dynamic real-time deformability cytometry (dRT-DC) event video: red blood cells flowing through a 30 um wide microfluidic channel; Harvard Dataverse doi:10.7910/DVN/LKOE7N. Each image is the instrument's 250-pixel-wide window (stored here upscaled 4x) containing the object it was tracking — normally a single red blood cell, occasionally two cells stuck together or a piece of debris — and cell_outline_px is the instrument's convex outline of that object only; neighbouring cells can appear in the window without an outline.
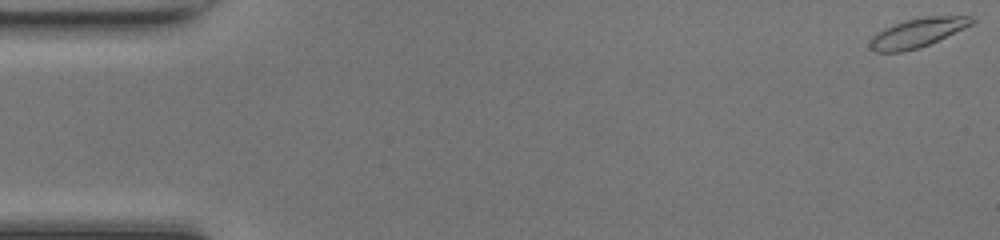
{"species": "common noctule bat (a hibernating species)", "species_latin": "Nyctalus noctula", "temperature_condition": "room temperature", "stored_images_in_passage": 51, "camera_frame_rate_fps": 3000, "um_per_image_px": 0.085, "animal": {"sex": "female", "body_mass_g": 17.0, "forearm_length_mm": 48.0}, "frame": {"image": 1, "passage_image": 1, "time_ms": 0.0, "image_size_px": [1000, 240], "cell_outline_px": [[976, 20], [972, 24], [964, 28], [920, 48], [900, 52], [876, 52], [868, 44], [876, 32], [884, 28], [908, 20], [924, 16], [972, 16]], "centroid_in_image_um": [77.99, 2.79], "position_along_channel_um": 7.0, "area_um2": 16.99}}
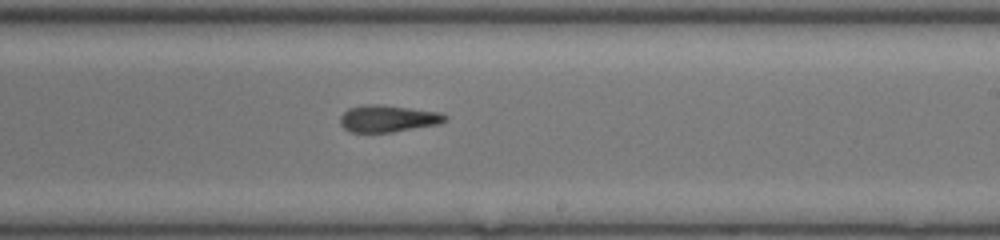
{"frame": {"image": 2, "passage_image": 31, "time_ms": 10.0, "image_size_px": [1000, 240], "cell_outline_px": [[448, 120], [440, 124], [392, 132], [352, 132], [344, 128], [340, 124], [340, 116], [348, 108], [364, 104], [380, 104], [440, 112], [448, 116]], "centroid_in_image_um": [32.99, 10.07], "position_along_channel_um": 256.0, "area_um2": 16.59}}
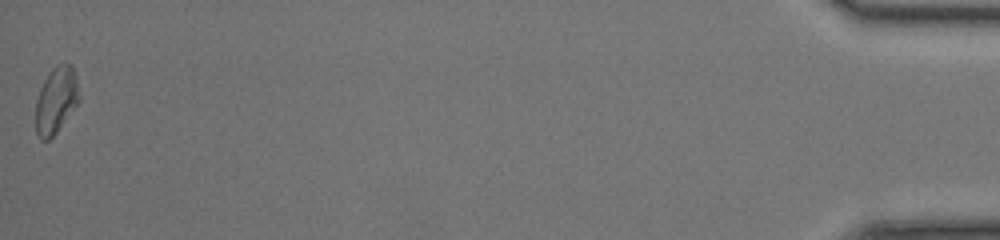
{"frame": {"image": 3, "passage_image": 51, "time_ms": 16.667, "image_size_px": [1000, 240], "cell_outline_px": [[80, 100], [56, 132], [48, 140], [40, 140], [36, 132], [36, 100], [40, 88], [48, 72], [56, 64], [72, 64], [76, 76], [80, 96]], "centroid_in_image_um": [4.77, 8.49], "position_along_channel_um": 430.4, "area_um2": 16.82}, "authors_computed_cell_mechanics": {"area_um2": 16.7042, "velocity_mm_per_s": 4.2121, "shape_relaxation_time_tau1_ms": 8.4171, "shape_relaxation_time_tau2_ms": 8.0676, "deformation_change_tau1": 0.2219, "deformation_change_tau2": 0.1143}}